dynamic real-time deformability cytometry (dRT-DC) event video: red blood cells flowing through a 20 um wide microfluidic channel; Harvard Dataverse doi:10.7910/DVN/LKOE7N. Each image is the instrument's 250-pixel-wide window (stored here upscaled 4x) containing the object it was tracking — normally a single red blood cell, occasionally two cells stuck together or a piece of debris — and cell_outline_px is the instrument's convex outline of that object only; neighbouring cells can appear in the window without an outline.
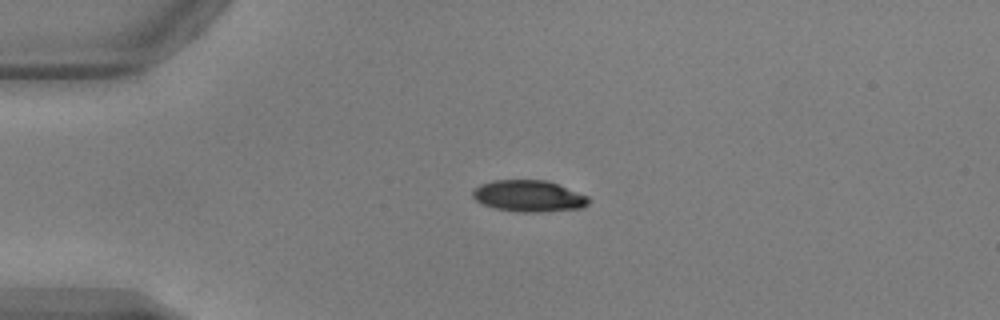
{"species": "common noctule bat (a hibernating species)", "species_latin": "Nyctalus noctula", "temperature_condition": "warm", "stored_images_in_passage": 41, "camera_frame_rate_fps": 3000, "um_per_image_px": 0.085, "animal": {"sex": "male", "body_mass_g": 17.9, "forearm_length_mm": 54.2}, "frame": {"image": 1, "passage_image": 1, "time_ms": 0.0, "image_size_px": [1000, 320], "cell_outline_px": [[588, 204], [584, 208], [540, 212], [524, 212], [496, 208], [484, 204], [476, 200], [472, 196], [472, 192], [480, 184], [492, 180], [544, 180], [556, 184], [588, 196]], "centroid_in_image_um": [44.94, 16.66], "position_along_channel_um": 40.1, "area_um2": 20.98}}
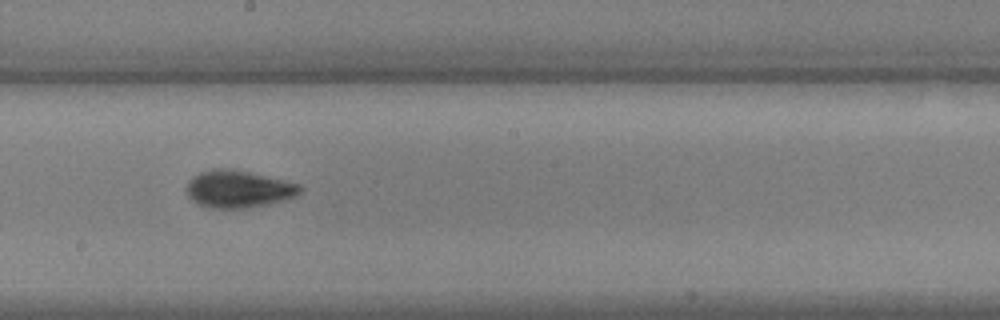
{"frame": {"image": 2, "passage_image": 18, "time_ms": 5.667, "image_size_px": [1000, 320], "cell_outline_px": [[304, 188], [296, 196], [288, 200], [268, 204], [244, 208], [212, 208], [200, 204], [192, 200], [188, 196], [184, 188], [188, 180], [192, 176], [200, 172], [212, 168], [228, 168], [248, 172], [300, 184]], "centroid_in_image_um": [20.24, 16.06], "position_along_channel_um": 228.0, "area_um2": 24.85}}
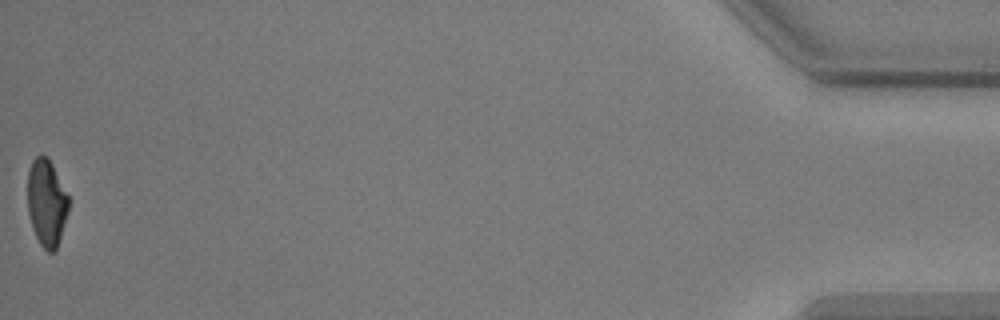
{"frame": {"image": 3, "passage_image": 41, "time_ms": 13.333, "image_size_px": [1000, 320], "cell_outline_px": [[68, 212], [56, 248], [52, 252], [48, 252], [40, 244], [32, 228], [28, 212], [28, 172], [32, 160], [36, 156], [48, 156], [68, 196]], "centroid_in_image_um": [3.94, 17.22], "position_along_channel_um": 431.3, "area_um2": 20.46}, "authors_computed_cell_mechanics": {"area_um2": 22.542, "velocity_mm_per_s": 3.8638, "shape_relaxation_time_tau1_ms": 4.2411, "shape_relaxation_time_tau2_ms": 1.7398, "deformation_change_tau1": 0.1691, "deformation_change_tau2": 0.0626}}